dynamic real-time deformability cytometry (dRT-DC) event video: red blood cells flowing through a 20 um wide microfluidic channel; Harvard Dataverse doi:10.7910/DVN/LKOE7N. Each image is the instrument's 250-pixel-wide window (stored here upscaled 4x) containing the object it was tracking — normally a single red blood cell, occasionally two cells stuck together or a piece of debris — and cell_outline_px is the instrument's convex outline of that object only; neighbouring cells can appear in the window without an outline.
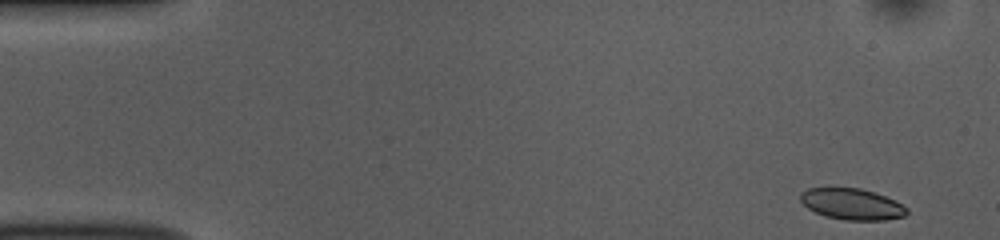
{"species": "common noctule bat (a hibernating species)", "species_latin": "Nyctalus noctula", "temperature_condition": "room temperature", "stored_images_in_passage": 52, "camera_frame_rate_fps": 3000, "um_per_image_px": 0.085, "animal": {"sex": "female", "body_mass_g": 10.0, "forearm_length_mm": 53.1}, "frame": {"image": 1, "passage_image": 1, "time_ms": 0.0, "image_size_px": [1000, 240], "cell_outline_px": [[908, 212], [904, 216], [884, 220], [844, 220], [824, 216], [808, 208], [800, 200], [800, 192], [808, 188], [828, 184], [860, 188], [876, 192], [896, 200], [908, 208]], "centroid_in_image_um": [72.37, 17.29], "position_along_channel_um": 12.6, "area_um2": 20.23}}
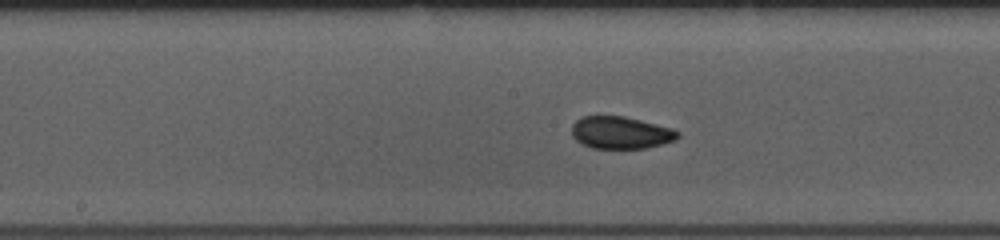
{"frame": {"image": 2, "passage_image": 25, "time_ms": 8.0, "image_size_px": [1000, 240], "cell_outline_px": [[680, 136], [676, 140], [648, 148], [592, 148], [576, 140], [572, 136], [572, 124], [580, 116], [624, 116], [672, 128], [680, 132]], "centroid_in_image_um": [52.77, 11.27], "position_along_channel_um": 195.4, "area_um2": 20.0}}
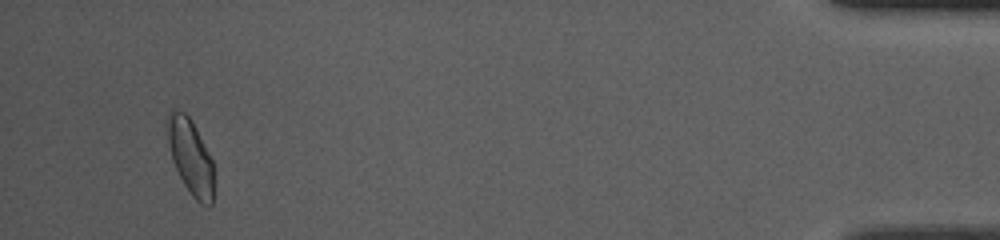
{"frame": {"image": 3, "passage_image": 49, "time_ms": 16.0, "image_size_px": [1000, 240], "cell_outline_px": [[212, 204], [200, 204], [192, 196], [184, 184], [172, 160], [168, 140], [168, 112], [172, 108], [184, 112], [192, 120], [212, 160]], "centroid_in_image_um": [16.18, 13.29], "position_along_channel_um": 419.0, "area_um2": 19.83}, "authors_computed_cell_mechanics": {"area_um2": 20.0277, "velocity_mm_per_s": 3.7093, "shape_relaxation_time_tau1_ms": 6.5454, "shape_relaxation_time_tau2_ms": 0.8955, "deformation_change_tau1": 0.1297, "deformation_change_tau2": 0.0553}}